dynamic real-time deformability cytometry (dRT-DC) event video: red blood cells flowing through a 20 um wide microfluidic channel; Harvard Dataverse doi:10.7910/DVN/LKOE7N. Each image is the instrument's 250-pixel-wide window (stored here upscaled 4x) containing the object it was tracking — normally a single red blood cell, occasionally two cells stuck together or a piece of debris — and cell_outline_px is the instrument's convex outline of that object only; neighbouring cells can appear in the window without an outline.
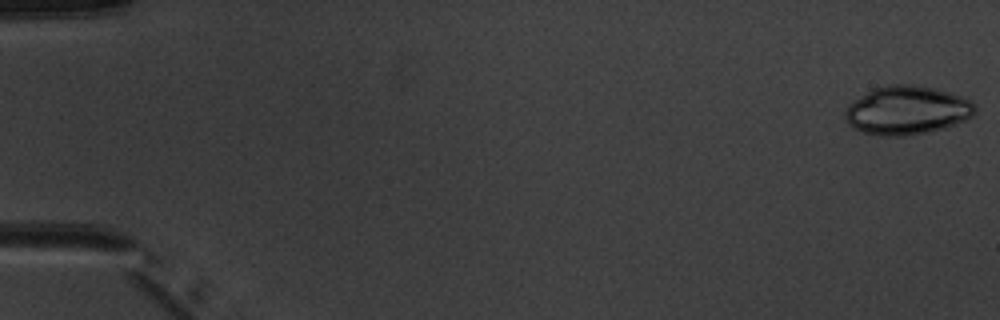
{"species": "common noctule bat (a hibernating species)", "species_latin": "Nyctalus noctula", "temperature_condition": "warm", "stored_images_in_passage": 4, "camera_frame_rate_fps": 3000, "um_per_image_px": 0.085, "animal": {"sex": "male", "body_mass_g": 20.1, "forearm_length_mm": 53.5}, "frame": {"image": 1, "passage_image": 1, "time_ms": 0.0, "image_size_px": [1000, 320], "cell_outline_px": [[976, 112], [968, 120], [944, 128], [928, 132], [904, 136], [880, 136], [864, 132], [848, 124], [844, 116], [844, 112], [848, 104], [872, 88], [888, 84], [908, 84], [932, 88], [948, 92], [960, 96], [976, 104]], "centroid_in_image_um": [77.09, 9.38], "position_along_channel_um": 7.9, "area_um2": 36.93}}